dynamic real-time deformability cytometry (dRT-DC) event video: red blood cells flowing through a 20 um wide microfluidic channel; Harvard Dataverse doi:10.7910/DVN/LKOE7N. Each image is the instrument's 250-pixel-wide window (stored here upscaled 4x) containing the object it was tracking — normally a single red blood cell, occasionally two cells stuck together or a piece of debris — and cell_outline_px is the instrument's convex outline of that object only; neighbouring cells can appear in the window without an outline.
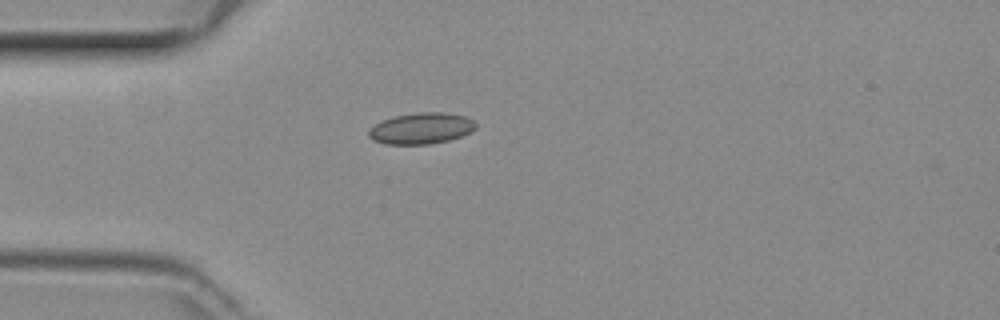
{"species": "common noctule bat (a hibernating species)", "species_latin": "Nyctalus noctula", "temperature_condition": "room temperature", "stored_images_in_passage": 33, "camera_frame_rate_fps": 3000, "um_per_image_px": 0.085, "animal": {"sex": "female", "body_mass_g": 29.2, "forearm_length_mm": 56.3}, "frame": {"image": 1, "passage_image": 1, "time_ms": 0.0, "image_size_px": [1000, 320], "cell_outline_px": [[476, 128], [460, 136], [448, 140], [428, 144], [384, 144], [372, 140], [368, 136], [368, 132], [376, 124], [384, 120], [396, 116], [420, 112], [440, 112], [464, 116], [472, 120], [476, 124]], "centroid_in_image_um": [35.78, 10.92], "position_along_channel_um": 49.2, "area_um2": 19.07}}
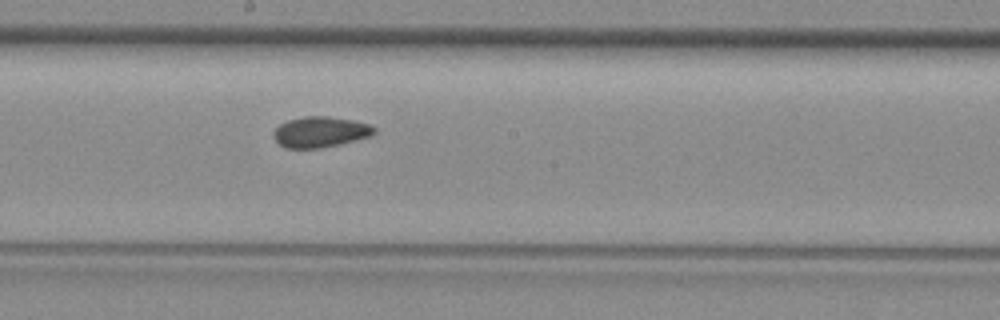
{"frame": {"image": 2, "passage_image": 14, "time_ms": 4.333, "image_size_px": [1000, 320], "cell_outline_px": [[376, 132], [372, 136], [340, 144], [320, 148], [284, 148], [272, 136], [272, 132], [280, 124], [288, 120], [304, 116], [328, 116], [352, 120], [368, 124], [376, 128]], "centroid_in_image_um": [27.22, 11.22], "position_along_channel_um": 221.0, "area_um2": 18.09}}
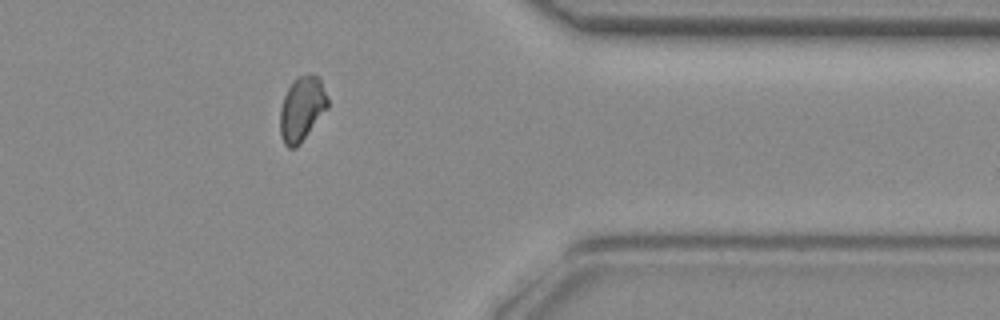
{"frame": {"image": 3, "passage_image": 27, "time_ms": 8.667, "image_size_px": [1000, 320], "cell_outline_px": [[328, 108], [300, 144], [296, 148], [288, 148], [284, 144], [280, 136], [280, 108], [284, 96], [288, 88], [296, 76], [316, 76], [320, 80], [328, 100]], "centroid_in_image_um": [25.63, 9.3], "position_along_channel_um": 385.8, "area_um2": 17.74}}